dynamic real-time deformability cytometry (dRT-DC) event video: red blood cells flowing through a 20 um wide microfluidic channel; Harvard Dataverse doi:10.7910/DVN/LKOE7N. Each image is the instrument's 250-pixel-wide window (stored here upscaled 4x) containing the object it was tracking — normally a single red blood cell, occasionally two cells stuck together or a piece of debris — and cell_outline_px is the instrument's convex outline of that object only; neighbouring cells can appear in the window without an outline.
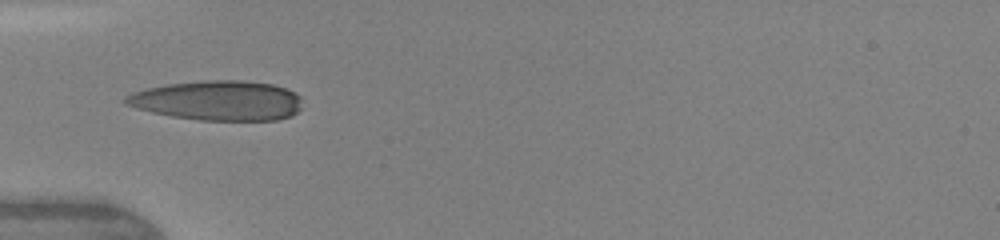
{"species": "human", "species_latin": "Homo sapiens", "temperature_condition": "warm", "stored_images_in_passage": 8, "camera_frame_rate_fps": 3000, "um_per_image_px": 0.085, "donor": {"sex": "female"}, "frame": {"image": 1, "passage_image": 6, "time_ms": 5.0, "image_size_px": [1000, 240], "cell_outline_px": [[300, 108], [292, 116], [276, 120], [200, 120], [172, 116], [152, 112], [136, 108], [124, 104], [120, 100], [124, 96], [132, 92], [148, 88], [168, 84], [208, 80], [240, 80], [272, 84], [284, 88], [300, 96]], "centroid_in_image_um": [18.47, 8.55], "position_along_channel_um": 66.5, "area_um2": 40.86}}